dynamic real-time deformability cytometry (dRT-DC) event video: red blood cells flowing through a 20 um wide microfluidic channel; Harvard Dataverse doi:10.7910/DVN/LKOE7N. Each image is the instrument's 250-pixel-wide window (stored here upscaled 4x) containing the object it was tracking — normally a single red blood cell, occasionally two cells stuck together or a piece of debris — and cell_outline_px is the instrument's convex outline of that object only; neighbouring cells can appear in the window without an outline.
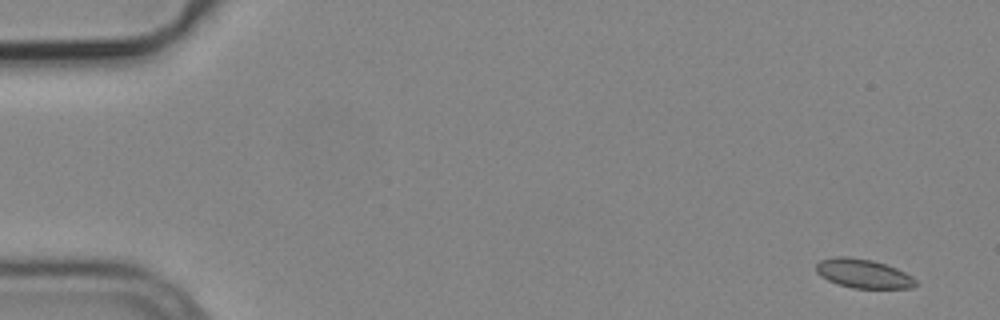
{"species": "common noctule bat (a hibernating species)", "species_latin": "Nyctalus noctula", "temperature_condition": "cold", "stored_images_in_passage": 5, "camera_frame_rate_fps": 3000, "um_per_image_px": 0.085, "animal": {"sex": "male", "body_mass_g": 19.2, "forearm_length_mm": 51.8}, "frame": {"image": 1, "passage_image": 1, "time_ms": 0.0, "image_size_px": [1000, 320], "cell_outline_px": [[920, 284], [912, 288], [852, 288], [828, 280], [820, 276], [816, 272], [816, 264], [820, 260], [832, 256], [848, 256], [872, 260], [896, 268], [912, 276]], "centroid_in_image_um": [73.38, 23.25], "position_along_channel_um": 11.6, "area_um2": 16.94}}
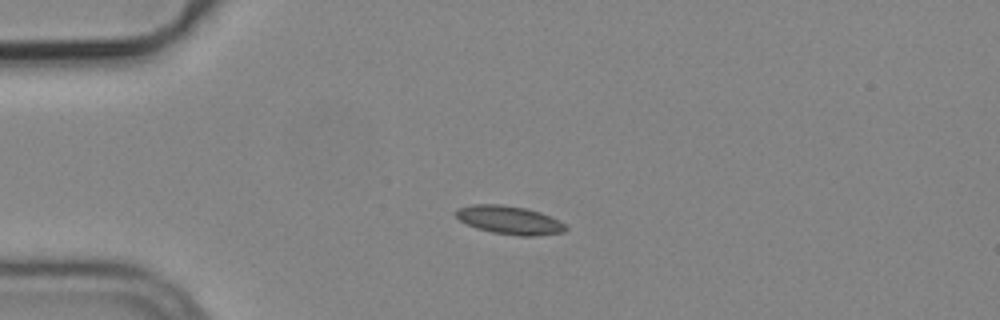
{"frame": {"image": 2, "passage_image": 3, "time_ms": 0.667, "image_size_px": [1000, 320], "cell_outline_px": [[568, 228], [564, 232], [536, 236], [520, 236], [492, 232], [476, 228], [460, 220], [456, 216], [456, 212], [460, 208], [472, 204], [500, 204], [528, 208], [540, 212], [560, 220]], "centroid_in_image_um": [43.35, 18.7], "position_along_channel_um": 41.7, "area_um2": 18.15}}
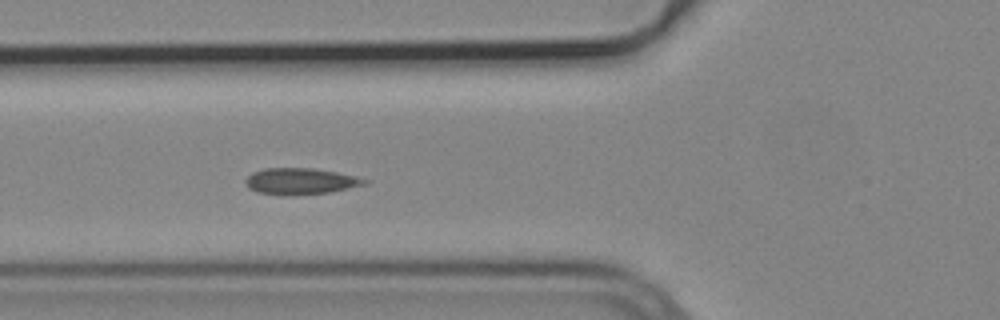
{"frame": {"image": 3, "passage_image": 5, "time_ms": 1.333, "image_size_px": [1000, 320], "cell_outline_px": [[372, 180], [368, 184], [328, 192], [292, 196], [284, 196], [256, 192], [248, 188], [244, 184], [244, 180], [252, 172], [264, 168], [312, 168], [336, 172], [356, 176]], "centroid_in_image_um": [25.52, 15.41], "position_along_channel_um": 100.3, "area_um2": 18.61}}